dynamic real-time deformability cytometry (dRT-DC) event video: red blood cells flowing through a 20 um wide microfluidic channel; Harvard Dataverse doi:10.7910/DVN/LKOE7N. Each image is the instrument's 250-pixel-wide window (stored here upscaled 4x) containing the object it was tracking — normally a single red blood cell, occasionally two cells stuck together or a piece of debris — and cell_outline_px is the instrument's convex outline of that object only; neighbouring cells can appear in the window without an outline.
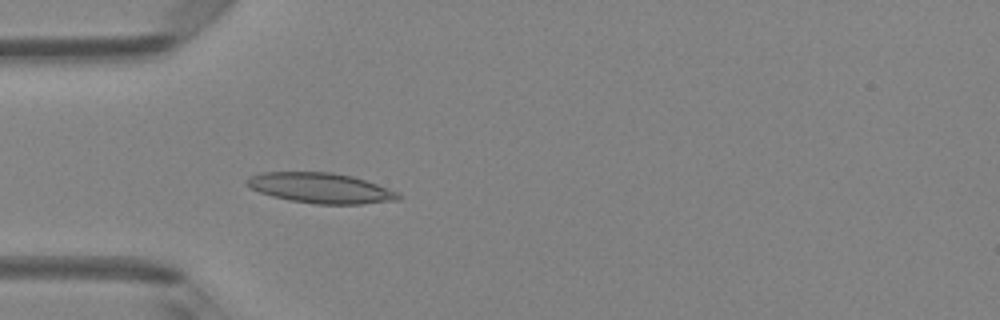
{"species": "Egyptian fruit bat (a non-hibernating species)", "species_latin": "Rousettus aegyptiacus", "temperature_condition": "room temperature", "stored_images_in_passage": 47, "camera_frame_rate_fps": 3000, "um_per_image_px": 0.085, "animal": {"sex": "female"}, "frame": {"image": 1, "passage_image": 13, "time_ms": 4.0, "image_size_px": [1000, 320], "cell_outline_px": [[400, 200], [360, 204], [316, 204], [288, 200], [272, 196], [260, 192], [244, 184], [244, 180], [248, 176], [260, 172], [332, 172], [352, 176], [400, 192]], "centroid_in_image_um": [27.22, 15.98], "position_along_channel_um": 57.8, "area_um2": 26.88}}
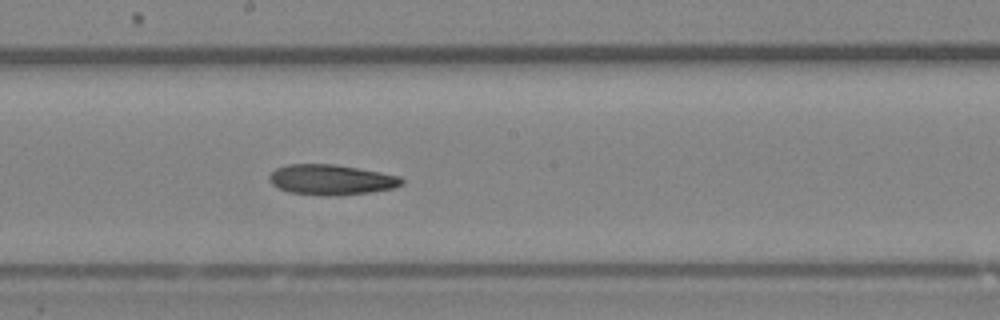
{"frame": {"image": 2, "passage_image": 25, "time_ms": 8.0, "image_size_px": [1000, 320], "cell_outline_px": [[404, 184], [392, 188], [368, 192], [340, 196], [320, 196], [288, 192], [272, 184], [268, 180], [268, 176], [276, 168], [288, 164], [336, 164], [380, 172], [400, 176], [404, 180]], "centroid_in_image_um": [28.14, 15.28], "position_along_channel_um": 220.1, "area_um2": 23.58}}
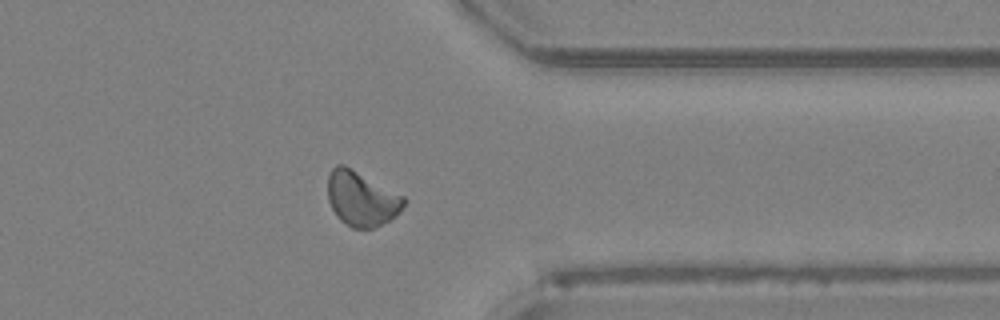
{"frame": {"image": 3, "passage_image": 37, "time_ms": 12.0, "image_size_px": [1000, 320], "cell_outline_px": [[408, 200], [400, 212], [388, 220], [372, 228], [352, 228], [340, 220], [336, 216], [328, 200], [328, 176], [332, 168], [336, 164], [344, 164], [404, 196]], "centroid_in_image_um": [30.72, 16.88], "position_along_channel_um": 380.7, "area_um2": 24.22}}